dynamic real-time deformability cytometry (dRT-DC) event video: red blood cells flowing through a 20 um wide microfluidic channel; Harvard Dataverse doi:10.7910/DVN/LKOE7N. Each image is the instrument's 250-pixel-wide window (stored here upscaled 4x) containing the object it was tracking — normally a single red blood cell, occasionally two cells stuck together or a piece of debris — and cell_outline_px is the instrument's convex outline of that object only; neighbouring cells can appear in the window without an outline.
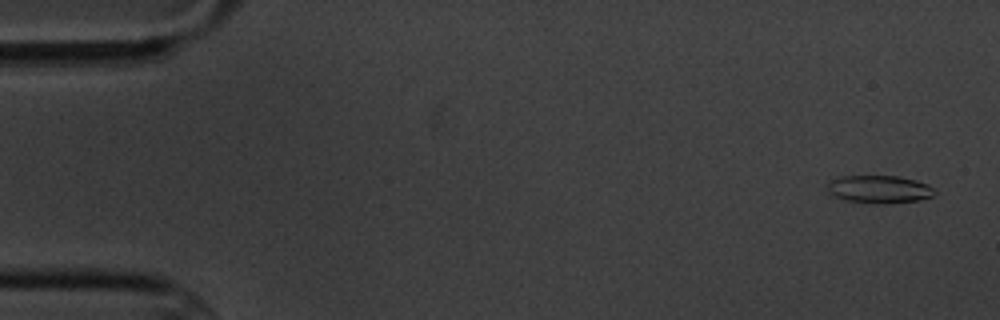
{"species": "common noctule bat (a hibernating species)", "species_latin": "Nyctalus noctula", "temperature_condition": "cold", "stored_images_in_passage": 10, "camera_frame_rate_fps": 3000, "um_per_image_px": 0.085, "animal": {"sex": "male", "body_mass_g": 20.1, "forearm_length_mm": 53.5}, "frame": {"image": 1, "passage_image": 1, "time_ms": 0.0, "image_size_px": [1000, 320], "cell_outline_px": [[936, 192], [932, 196], [920, 200], [884, 204], [872, 204], [848, 200], [836, 196], [828, 192], [828, 184], [832, 180], [840, 176], [896, 176], [916, 180], [928, 184]], "centroid_in_image_um": [74.76, 16.09], "position_along_channel_um": 10.2, "area_um2": 17.28}}
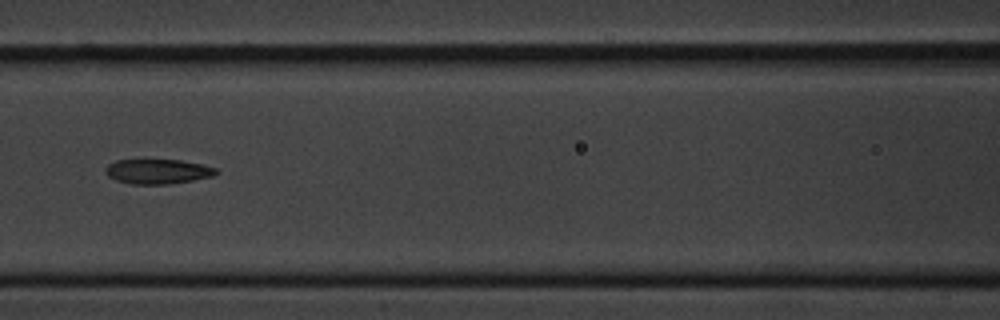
{"frame": {"image": 2, "passage_image": 7, "time_ms": 7.667, "image_size_px": [1000, 320], "cell_outline_px": [[216, 172], [212, 176], [192, 180], [168, 184], [132, 184], [116, 180], [108, 176], [104, 172], [104, 168], [108, 164], [116, 160], [144, 156], [180, 160], [200, 164], [216, 168]], "centroid_in_image_um": [13.29, 14.51], "position_along_channel_um": 153.3, "area_um2": 16.7}}
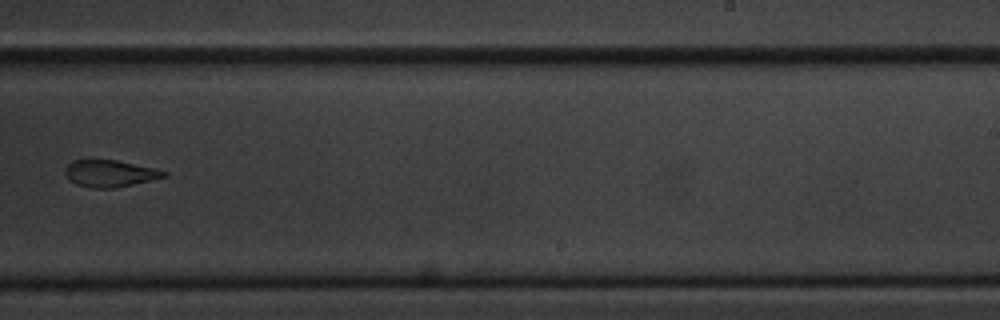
{"frame": {"image": 3, "passage_image": 10, "time_ms": 11.333, "image_size_px": [1000, 320], "cell_outline_px": [[168, 176], [132, 184], [112, 188], [92, 188], [76, 184], [68, 180], [64, 172], [64, 168], [72, 160], [116, 160], [156, 168], [168, 172]], "centroid_in_image_um": [9.32, 14.74], "position_along_channel_um": 279.7, "area_um2": 15.49}}